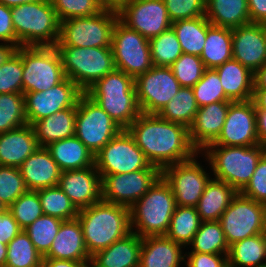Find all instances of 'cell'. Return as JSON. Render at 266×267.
Masks as SVG:
<instances>
[{"label": "cell", "instance_id": "48", "mask_svg": "<svg viewBox=\"0 0 266 267\" xmlns=\"http://www.w3.org/2000/svg\"><path fill=\"white\" fill-rule=\"evenodd\" d=\"M27 190L20 168L0 165V201L7 208Z\"/></svg>", "mask_w": 266, "mask_h": 267}, {"label": "cell", "instance_id": "12", "mask_svg": "<svg viewBox=\"0 0 266 267\" xmlns=\"http://www.w3.org/2000/svg\"><path fill=\"white\" fill-rule=\"evenodd\" d=\"M122 130L85 92L77 101L75 136L95 155Z\"/></svg>", "mask_w": 266, "mask_h": 267}, {"label": "cell", "instance_id": "44", "mask_svg": "<svg viewBox=\"0 0 266 267\" xmlns=\"http://www.w3.org/2000/svg\"><path fill=\"white\" fill-rule=\"evenodd\" d=\"M197 105L203 107L220 101H230L223 90L216 69L206 68L200 81L192 87Z\"/></svg>", "mask_w": 266, "mask_h": 267}, {"label": "cell", "instance_id": "55", "mask_svg": "<svg viewBox=\"0 0 266 267\" xmlns=\"http://www.w3.org/2000/svg\"><path fill=\"white\" fill-rule=\"evenodd\" d=\"M251 23L266 24V0H247Z\"/></svg>", "mask_w": 266, "mask_h": 267}, {"label": "cell", "instance_id": "21", "mask_svg": "<svg viewBox=\"0 0 266 267\" xmlns=\"http://www.w3.org/2000/svg\"><path fill=\"white\" fill-rule=\"evenodd\" d=\"M58 186L80 210L102 200L101 176L95 165L63 171Z\"/></svg>", "mask_w": 266, "mask_h": 267}, {"label": "cell", "instance_id": "59", "mask_svg": "<svg viewBox=\"0 0 266 267\" xmlns=\"http://www.w3.org/2000/svg\"><path fill=\"white\" fill-rule=\"evenodd\" d=\"M16 51V46L5 42H0V66L9 60Z\"/></svg>", "mask_w": 266, "mask_h": 267}, {"label": "cell", "instance_id": "1", "mask_svg": "<svg viewBox=\"0 0 266 267\" xmlns=\"http://www.w3.org/2000/svg\"><path fill=\"white\" fill-rule=\"evenodd\" d=\"M126 130L151 165L161 170L190 160L198 153L190 142L187 127L157 114L141 113Z\"/></svg>", "mask_w": 266, "mask_h": 267}, {"label": "cell", "instance_id": "25", "mask_svg": "<svg viewBox=\"0 0 266 267\" xmlns=\"http://www.w3.org/2000/svg\"><path fill=\"white\" fill-rule=\"evenodd\" d=\"M185 248L166 236L142 238L139 267H184Z\"/></svg>", "mask_w": 266, "mask_h": 267}, {"label": "cell", "instance_id": "22", "mask_svg": "<svg viewBox=\"0 0 266 267\" xmlns=\"http://www.w3.org/2000/svg\"><path fill=\"white\" fill-rule=\"evenodd\" d=\"M231 102H214L198 109L188 129L190 142L199 153L217 139Z\"/></svg>", "mask_w": 266, "mask_h": 267}, {"label": "cell", "instance_id": "51", "mask_svg": "<svg viewBox=\"0 0 266 267\" xmlns=\"http://www.w3.org/2000/svg\"><path fill=\"white\" fill-rule=\"evenodd\" d=\"M239 193L266 204V152L259 159L251 179Z\"/></svg>", "mask_w": 266, "mask_h": 267}, {"label": "cell", "instance_id": "53", "mask_svg": "<svg viewBox=\"0 0 266 267\" xmlns=\"http://www.w3.org/2000/svg\"><path fill=\"white\" fill-rule=\"evenodd\" d=\"M0 42L12 44L17 47V37L12 24L11 7L0 3Z\"/></svg>", "mask_w": 266, "mask_h": 267}, {"label": "cell", "instance_id": "19", "mask_svg": "<svg viewBox=\"0 0 266 267\" xmlns=\"http://www.w3.org/2000/svg\"><path fill=\"white\" fill-rule=\"evenodd\" d=\"M118 18L148 40L172 26L164 0H131L118 13Z\"/></svg>", "mask_w": 266, "mask_h": 267}, {"label": "cell", "instance_id": "9", "mask_svg": "<svg viewBox=\"0 0 266 267\" xmlns=\"http://www.w3.org/2000/svg\"><path fill=\"white\" fill-rule=\"evenodd\" d=\"M162 177L171 187L176 206L196 207L212 173L208 160L198 152L190 160L163 168Z\"/></svg>", "mask_w": 266, "mask_h": 267}, {"label": "cell", "instance_id": "11", "mask_svg": "<svg viewBox=\"0 0 266 267\" xmlns=\"http://www.w3.org/2000/svg\"><path fill=\"white\" fill-rule=\"evenodd\" d=\"M227 244L266 232V204L240 194L232 199L219 219Z\"/></svg>", "mask_w": 266, "mask_h": 267}, {"label": "cell", "instance_id": "45", "mask_svg": "<svg viewBox=\"0 0 266 267\" xmlns=\"http://www.w3.org/2000/svg\"><path fill=\"white\" fill-rule=\"evenodd\" d=\"M8 210L22 230L43 215L39 193L34 190H27L8 207Z\"/></svg>", "mask_w": 266, "mask_h": 267}, {"label": "cell", "instance_id": "31", "mask_svg": "<svg viewBox=\"0 0 266 267\" xmlns=\"http://www.w3.org/2000/svg\"><path fill=\"white\" fill-rule=\"evenodd\" d=\"M77 105L36 121L32 126L40 147L75 135Z\"/></svg>", "mask_w": 266, "mask_h": 267}, {"label": "cell", "instance_id": "62", "mask_svg": "<svg viewBox=\"0 0 266 267\" xmlns=\"http://www.w3.org/2000/svg\"><path fill=\"white\" fill-rule=\"evenodd\" d=\"M36 1L38 0H0V3L6 5L7 7H14L24 3H32Z\"/></svg>", "mask_w": 266, "mask_h": 267}, {"label": "cell", "instance_id": "17", "mask_svg": "<svg viewBox=\"0 0 266 267\" xmlns=\"http://www.w3.org/2000/svg\"><path fill=\"white\" fill-rule=\"evenodd\" d=\"M83 91L69 78L42 92L24 93L25 116L28 124L66 108H73Z\"/></svg>", "mask_w": 266, "mask_h": 267}, {"label": "cell", "instance_id": "5", "mask_svg": "<svg viewBox=\"0 0 266 267\" xmlns=\"http://www.w3.org/2000/svg\"><path fill=\"white\" fill-rule=\"evenodd\" d=\"M12 24L20 46H55L60 21L51 0H38L11 7Z\"/></svg>", "mask_w": 266, "mask_h": 267}, {"label": "cell", "instance_id": "24", "mask_svg": "<svg viewBox=\"0 0 266 267\" xmlns=\"http://www.w3.org/2000/svg\"><path fill=\"white\" fill-rule=\"evenodd\" d=\"M39 147L30 124L0 133V165L19 168Z\"/></svg>", "mask_w": 266, "mask_h": 267}, {"label": "cell", "instance_id": "18", "mask_svg": "<svg viewBox=\"0 0 266 267\" xmlns=\"http://www.w3.org/2000/svg\"><path fill=\"white\" fill-rule=\"evenodd\" d=\"M259 144L253 100L231 102L225 123L210 145L255 146Z\"/></svg>", "mask_w": 266, "mask_h": 267}, {"label": "cell", "instance_id": "42", "mask_svg": "<svg viewBox=\"0 0 266 267\" xmlns=\"http://www.w3.org/2000/svg\"><path fill=\"white\" fill-rule=\"evenodd\" d=\"M63 220L43 214L24 229L37 251L44 257L50 250Z\"/></svg>", "mask_w": 266, "mask_h": 267}, {"label": "cell", "instance_id": "16", "mask_svg": "<svg viewBox=\"0 0 266 267\" xmlns=\"http://www.w3.org/2000/svg\"><path fill=\"white\" fill-rule=\"evenodd\" d=\"M100 176L102 200L130 208L162 176V170L142 169L131 173Z\"/></svg>", "mask_w": 266, "mask_h": 267}, {"label": "cell", "instance_id": "8", "mask_svg": "<svg viewBox=\"0 0 266 267\" xmlns=\"http://www.w3.org/2000/svg\"><path fill=\"white\" fill-rule=\"evenodd\" d=\"M118 19V13L102 10L92 16L64 20L55 46L112 48V32Z\"/></svg>", "mask_w": 266, "mask_h": 267}, {"label": "cell", "instance_id": "38", "mask_svg": "<svg viewBox=\"0 0 266 267\" xmlns=\"http://www.w3.org/2000/svg\"><path fill=\"white\" fill-rule=\"evenodd\" d=\"M198 109L199 106L192 87H181L173 99L157 115L162 119L189 128Z\"/></svg>", "mask_w": 266, "mask_h": 267}, {"label": "cell", "instance_id": "64", "mask_svg": "<svg viewBox=\"0 0 266 267\" xmlns=\"http://www.w3.org/2000/svg\"><path fill=\"white\" fill-rule=\"evenodd\" d=\"M76 267H96L94 261L90 258L88 260L78 262Z\"/></svg>", "mask_w": 266, "mask_h": 267}, {"label": "cell", "instance_id": "2", "mask_svg": "<svg viewBox=\"0 0 266 267\" xmlns=\"http://www.w3.org/2000/svg\"><path fill=\"white\" fill-rule=\"evenodd\" d=\"M77 218L90 257L131 232L130 208L123 205L101 200L80 209Z\"/></svg>", "mask_w": 266, "mask_h": 267}, {"label": "cell", "instance_id": "39", "mask_svg": "<svg viewBox=\"0 0 266 267\" xmlns=\"http://www.w3.org/2000/svg\"><path fill=\"white\" fill-rule=\"evenodd\" d=\"M43 256L22 230L7 244L5 267H42Z\"/></svg>", "mask_w": 266, "mask_h": 267}, {"label": "cell", "instance_id": "43", "mask_svg": "<svg viewBox=\"0 0 266 267\" xmlns=\"http://www.w3.org/2000/svg\"><path fill=\"white\" fill-rule=\"evenodd\" d=\"M28 124L25 116L24 94H0V133Z\"/></svg>", "mask_w": 266, "mask_h": 267}, {"label": "cell", "instance_id": "63", "mask_svg": "<svg viewBox=\"0 0 266 267\" xmlns=\"http://www.w3.org/2000/svg\"><path fill=\"white\" fill-rule=\"evenodd\" d=\"M7 244L0 242V267L6 266Z\"/></svg>", "mask_w": 266, "mask_h": 267}, {"label": "cell", "instance_id": "28", "mask_svg": "<svg viewBox=\"0 0 266 267\" xmlns=\"http://www.w3.org/2000/svg\"><path fill=\"white\" fill-rule=\"evenodd\" d=\"M226 97L232 101H248L253 97L254 73L235 59L215 68Z\"/></svg>", "mask_w": 266, "mask_h": 267}, {"label": "cell", "instance_id": "34", "mask_svg": "<svg viewBox=\"0 0 266 267\" xmlns=\"http://www.w3.org/2000/svg\"><path fill=\"white\" fill-rule=\"evenodd\" d=\"M227 260L234 267H264L266 232L230 245Z\"/></svg>", "mask_w": 266, "mask_h": 267}, {"label": "cell", "instance_id": "6", "mask_svg": "<svg viewBox=\"0 0 266 267\" xmlns=\"http://www.w3.org/2000/svg\"><path fill=\"white\" fill-rule=\"evenodd\" d=\"M200 153L208 160L213 178L240 192L251 179L265 147L208 145Z\"/></svg>", "mask_w": 266, "mask_h": 267}, {"label": "cell", "instance_id": "46", "mask_svg": "<svg viewBox=\"0 0 266 267\" xmlns=\"http://www.w3.org/2000/svg\"><path fill=\"white\" fill-rule=\"evenodd\" d=\"M170 68L181 87H193L206 69L200 56L186 53H182Z\"/></svg>", "mask_w": 266, "mask_h": 267}, {"label": "cell", "instance_id": "13", "mask_svg": "<svg viewBox=\"0 0 266 267\" xmlns=\"http://www.w3.org/2000/svg\"><path fill=\"white\" fill-rule=\"evenodd\" d=\"M94 165L100 175L131 173L142 169H160L151 165L126 129H122L94 155Z\"/></svg>", "mask_w": 266, "mask_h": 267}, {"label": "cell", "instance_id": "47", "mask_svg": "<svg viewBox=\"0 0 266 267\" xmlns=\"http://www.w3.org/2000/svg\"><path fill=\"white\" fill-rule=\"evenodd\" d=\"M22 46L0 66V94H23Z\"/></svg>", "mask_w": 266, "mask_h": 267}, {"label": "cell", "instance_id": "10", "mask_svg": "<svg viewBox=\"0 0 266 267\" xmlns=\"http://www.w3.org/2000/svg\"><path fill=\"white\" fill-rule=\"evenodd\" d=\"M22 68L23 94L47 91L66 78L55 46H22Z\"/></svg>", "mask_w": 266, "mask_h": 267}, {"label": "cell", "instance_id": "65", "mask_svg": "<svg viewBox=\"0 0 266 267\" xmlns=\"http://www.w3.org/2000/svg\"><path fill=\"white\" fill-rule=\"evenodd\" d=\"M7 209L8 208L5 206V204L0 201V214L5 212Z\"/></svg>", "mask_w": 266, "mask_h": 267}, {"label": "cell", "instance_id": "57", "mask_svg": "<svg viewBox=\"0 0 266 267\" xmlns=\"http://www.w3.org/2000/svg\"><path fill=\"white\" fill-rule=\"evenodd\" d=\"M131 0H99L103 10L119 13Z\"/></svg>", "mask_w": 266, "mask_h": 267}, {"label": "cell", "instance_id": "3", "mask_svg": "<svg viewBox=\"0 0 266 267\" xmlns=\"http://www.w3.org/2000/svg\"><path fill=\"white\" fill-rule=\"evenodd\" d=\"M85 93L122 129H127L141 114L135 79L115 69L97 80Z\"/></svg>", "mask_w": 266, "mask_h": 267}, {"label": "cell", "instance_id": "56", "mask_svg": "<svg viewBox=\"0 0 266 267\" xmlns=\"http://www.w3.org/2000/svg\"><path fill=\"white\" fill-rule=\"evenodd\" d=\"M256 125L259 144L266 147V111L256 108Z\"/></svg>", "mask_w": 266, "mask_h": 267}, {"label": "cell", "instance_id": "32", "mask_svg": "<svg viewBox=\"0 0 266 267\" xmlns=\"http://www.w3.org/2000/svg\"><path fill=\"white\" fill-rule=\"evenodd\" d=\"M205 17L214 26L231 29L251 23L247 0H206Z\"/></svg>", "mask_w": 266, "mask_h": 267}, {"label": "cell", "instance_id": "23", "mask_svg": "<svg viewBox=\"0 0 266 267\" xmlns=\"http://www.w3.org/2000/svg\"><path fill=\"white\" fill-rule=\"evenodd\" d=\"M28 190L57 186L61 169L46 147H39L19 167Z\"/></svg>", "mask_w": 266, "mask_h": 267}, {"label": "cell", "instance_id": "40", "mask_svg": "<svg viewBox=\"0 0 266 267\" xmlns=\"http://www.w3.org/2000/svg\"><path fill=\"white\" fill-rule=\"evenodd\" d=\"M37 192L39 193L43 214L63 221L77 218L79 210L58 185L43 188L37 190Z\"/></svg>", "mask_w": 266, "mask_h": 267}, {"label": "cell", "instance_id": "14", "mask_svg": "<svg viewBox=\"0 0 266 267\" xmlns=\"http://www.w3.org/2000/svg\"><path fill=\"white\" fill-rule=\"evenodd\" d=\"M111 47L116 69L134 79L153 67L149 40L119 19L112 32Z\"/></svg>", "mask_w": 266, "mask_h": 267}, {"label": "cell", "instance_id": "54", "mask_svg": "<svg viewBox=\"0 0 266 267\" xmlns=\"http://www.w3.org/2000/svg\"><path fill=\"white\" fill-rule=\"evenodd\" d=\"M21 231V227L8 209L0 214V242L8 244Z\"/></svg>", "mask_w": 266, "mask_h": 267}, {"label": "cell", "instance_id": "36", "mask_svg": "<svg viewBox=\"0 0 266 267\" xmlns=\"http://www.w3.org/2000/svg\"><path fill=\"white\" fill-rule=\"evenodd\" d=\"M201 223L196 207L176 206L165 236L187 248Z\"/></svg>", "mask_w": 266, "mask_h": 267}, {"label": "cell", "instance_id": "66", "mask_svg": "<svg viewBox=\"0 0 266 267\" xmlns=\"http://www.w3.org/2000/svg\"><path fill=\"white\" fill-rule=\"evenodd\" d=\"M222 267H234V266L232 264H230L229 262H227Z\"/></svg>", "mask_w": 266, "mask_h": 267}, {"label": "cell", "instance_id": "50", "mask_svg": "<svg viewBox=\"0 0 266 267\" xmlns=\"http://www.w3.org/2000/svg\"><path fill=\"white\" fill-rule=\"evenodd\" d=\"M206 0H164L171 22L205 16Z\"/></svg>", "mask_w": 266, "mask_h": 267}, {"label": "cell", "instance_id": "26", "mask_svg": "<svg viewBox=\"0 0 266 267\" xmlns=\"http://www.w3.org/2000/svg\"><path fill=\"white\" fill-rule=\"evenodd\" d=\"M43 258L82 262L90 259L78 218L62 222L49 252Z\"/></svg>", "mask_w": 266, "mask_h": 267}, {"label": "cell", "instance_id": "7", "mask_svg": "<svg viewBox=\"0 0 266 267\" xmlns=\"http://www.w3.org/2000/svg\"><path fill=\"white\" fill-rule=\"evenodd\" d=\"M65 75L83 92L116 69L112 48L55 46Z\"/></svg>", "mask_w": 266, "mask_h": 267}, {"label": "cell", "instance_id": "52", "mask_svg": "<svg viewBox=\"0 0 266 267\" xmlns=\"http://www.w3.org/2000/svg\"><path fill=\"white\" fill-rule=\"evenodd\" d=\"M225 254L185 252V267H222L227 263Z\"/></svg>", "mask_w": 266, "mask_h": 267}, {"label": "cell", "instance_id": "61", "mask_svg": "<svg viewBox=\"0 0 266 267\" xmlns=\"http://www.w3.org/2000/svg\"><path fill=\"white\" fill-rule=\"evenodd\" d=\"M254 89H266V64L254 73Z\"/></svg>", "mask_w": 266, "mask_h": 267}, {"label": "cell", "instance_id": "37", "mask_svg": "<svg viewBox=\"0 0 266 267\" xmlns=\"http://www.w3.org/2000/svg\"><path fill=\"white\" fill-rule=\"evenodd\" d=\"M185 252L225 254L228 256L229 245L226 242L220 222H202L193 240L185 248Z\"/></svg>", "mask_w": 266, "mask_h": 267}, {"label": "cell", "instance_id": "49", "mask_svg": "<svg viewBox=\"0 0 266 267\" xmlns=\"http://www.w3.org/2000/svg\"><path fill=\"white\" fill-rule=\"evenodd\" d=\"M51 3L60 22L92 16L103 10L99 0H51Z\"/></svg>", "mask_w": 266, "mask_h": 267}, {"label": "cell", "instance_id": "58", "mask_svg": "<svg viewBox=\"0 0 266 267\" xmlns=\"http://www.w3.org/2000/svg\"><path fill=\"white\" fill-rule=\"evenodd\" d=\"M77 263L72 260L43 258L42 267H76Z\"/></svg>", "mask_w": 266, "mask_h": 267}, {"label": "cell", "instance_id": "29", "mask_svg": "<svg viewBox=\"0 0 266 267\" xmlns=\"http://www.w3.org/2000/svg\"><path fill=\"white\" fill-rule=\"evenodd\" d=\"M237 193L231 185L211 177L196 206L201 221H219Z\"/></svg>", "mask_w": 266, "mask_h": 267}, {"label": "cell", "instance_id": "35", "mask_svg": "<svg viewBox=\"0 0 266 267\" xmlns=\"http://www.w3.org/2000/svg\"><path fill=\"white\" fill-rule=\"evenodd\" d=\"M210 24L205 16L172 22L183 53L200 56L206 43L207 27Z\"/></svg>", "mask_w": 266, "mask_h": 267}, {"label": "cell", "instance_id": "4", "mask_svg": "<svg viewBox=\"0 0 266 267\" xmlns=\"http://www.w3.org/2000/svg\"><path fill=\"white\" fill-rule=\"evenodd\" d=\"M176 208L174 194L161 176L155 184L130 207L131 231L144 238L165 236Z\"/></svg>", "mask_w": 266, "mask_h": 267}, {"label": "cell", "instance_id": "30", "mask_svg": "<svg viewBox=\"0 0 266 267\" xmlns=\"http://www.w3.org/2000/svg\"><path fill=\"white\" fill-rule=\"evenodd\" d=\"M61 171L94 166V154L75 135L46 146Z\"/></svg>", "mask_w": 266, "mask_h": 267}, {"label": "cell", "instance_id": "27", "mask_svg": "<svg viewBox=\"0 0 266 267\" xmlns=\"http://www.w3.org/2000/svg\"><path fill=\"white\" fill-rule=\"evenodd\" d=\"M142 237L130 232L91 256L96 267H139Z\"/></svg>", "mask_w": 266, "mask_h": 267}, {"label": "cell", "instance_id": "15", "mask_svg": "<svg viewBox=\"0 0 266 267\" xmlns=\"http://www.w3.org/2000/svg\"><path fill=\"white\" fill-rule=\"evenodd\" d=\"M180 88L170 67L153 66L135 78L136 98L141 113L158 114Z\"/></svg>", "mask_w": 266, "mask_h": 267}, {"label": "cell", "instance_id": "60", "mask_svg": "<svg viewBox=\"0 0 266 267\" xmlns=\"http://www.w3.org/2000/svg\"><path fill=\"white\" fill-rule=\"evenodd\" d=\"M252 100L258 110L266 111V89H254Z\"/></svg>", "mask_w": 266, "mask_h": 267}, {"label": "cell", "instance_id": "20", "mask_svg": "<svg viewBox=\"0 0 266 267\" xmlns=\"http://www.w3.org/2000/svg\"><path fill=\"white\" fill-rule=\"evenodd\" d=\"M232 58L252 73L266 64V25L249 23L232 29Z\"/></svg>", "mask_w": 266, "mask_h": 267}, {"label": "cell", "instance_id": "41", "mask_svg": "<svg viewBox=\"0 0 266 267\" xmlns=\"http://www.w3.org/2000/svg\"><path fill=\"white\" fill-rule=\"evenodd\" d=\"M153 66L170 67L183 53L172 28L149 40Z\"/></svg>", "mask_w": 266, "mask_h": 267}, {"label": "cell", "instance_id": "33", "mask_svg": "<svg viewBox=\"0 0 266 267\" xmlns=\"http://www.w3.org/2000/svg\"><path fill=\"white\" fill-rule=\"evenodd\" d=\"M232 47V29L214 26L210 23L200 58L206 68L215 69L232 59Z\"/></svg>", "mask_w": 266, "mask_h": 267}]
</instances>
